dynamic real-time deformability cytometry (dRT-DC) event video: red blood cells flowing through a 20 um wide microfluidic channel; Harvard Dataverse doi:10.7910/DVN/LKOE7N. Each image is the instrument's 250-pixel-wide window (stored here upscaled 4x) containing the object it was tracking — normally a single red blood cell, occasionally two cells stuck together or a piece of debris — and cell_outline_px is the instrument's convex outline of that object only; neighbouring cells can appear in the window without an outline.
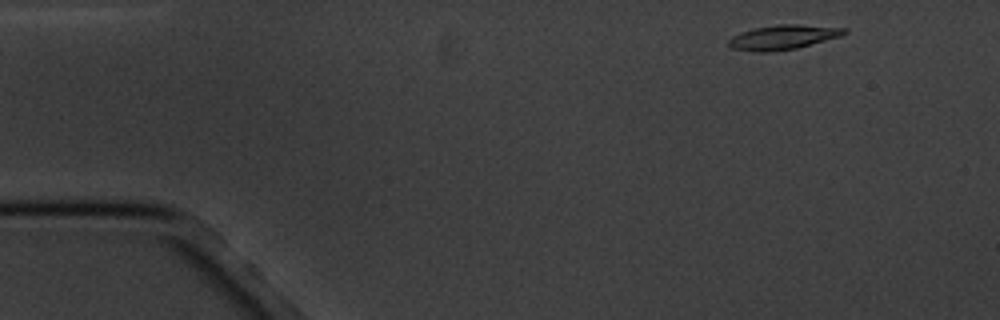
{"species": "common noctule bat (a hibernating species)", "species_latin": "Nyctalus noctula", "temperature_condition": "cold", "stored_images_in_passage": 3, "camera_frame_rate_fps": 3000, "um_per_image_px": 0.085, "animal": {"sex": "male", "body_mass_g": 20.1, "forearm_length_mm": 53.5}, "frame": {"image": 1, "passage_image": 1, "time_ms": 0.0, "image_size_px": [1000, 320], "cell_outline_px": [[848, 32], [844, 36], [796, 48], [772, 52], [752, 52], [732, 48], [728, 44], [728, 40], [732, 36], [740, 32], [752, 28], [776, 24], [800, 24], [844, 28]], "centroid_in_image_um": [66.55, 3.16], "position_along_channel_um": 18.4, "area_um2": 16.82}}